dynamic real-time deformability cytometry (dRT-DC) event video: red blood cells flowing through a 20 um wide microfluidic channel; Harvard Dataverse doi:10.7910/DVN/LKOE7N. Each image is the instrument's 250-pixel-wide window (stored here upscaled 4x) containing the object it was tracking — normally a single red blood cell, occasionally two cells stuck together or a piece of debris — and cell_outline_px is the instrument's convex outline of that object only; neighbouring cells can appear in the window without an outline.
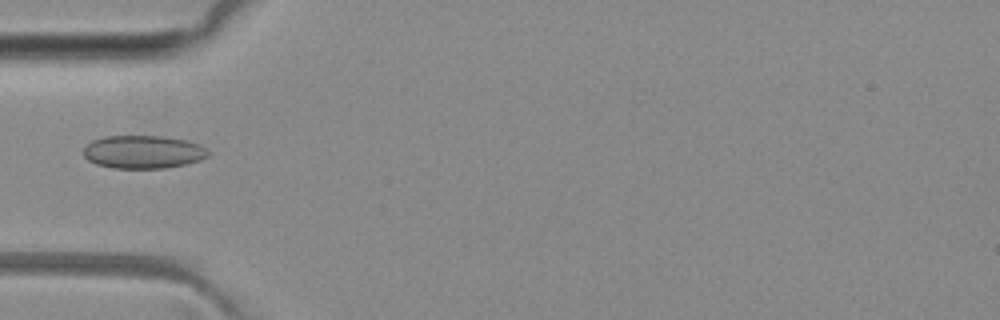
{"species": "common noctule bat (a hibernating species)", "species_latin": "Nyctalus noctula", "temperature_condition": "room temperature", "stored_images_in_passage": 1, "camera_frame_rate_fps": 3000, "um_per_image_px": 0.085, "animal": {"sex": "female", "body_mass_g": 29.2, "forearm_length_mm": 56.3}, "frame": {"image": 1, "passage_image": 1, "time_ms": 0.0, "image_size_px": [1000, 320], "cell_outline_px": [[212, 152], [208, 156], [200, 160], [184, 164], [164, 168], [112, 168], [96, 164], [88, 160], [84, 156], [84, 148], [92, 140], [104, 136], [160, 136], [188, 140], [200, 144]], "centroid_in_image_um": [12.19, 12.91], "position_along_channel_um": 72.8, "area_um2": 24.16}}